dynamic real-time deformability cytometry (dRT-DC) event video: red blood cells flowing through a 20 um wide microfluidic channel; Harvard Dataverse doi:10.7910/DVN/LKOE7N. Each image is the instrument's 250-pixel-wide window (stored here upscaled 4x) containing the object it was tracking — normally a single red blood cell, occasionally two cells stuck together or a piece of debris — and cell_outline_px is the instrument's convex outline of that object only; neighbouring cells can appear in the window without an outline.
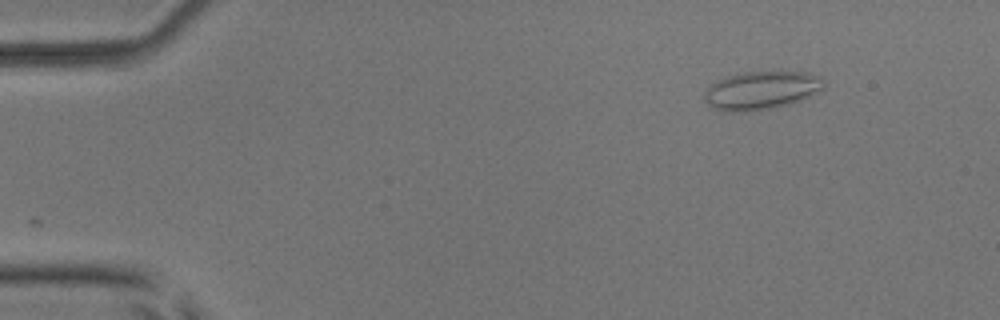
{"species": "common noctule bat (a hibernating species)", "species_latin": "Nyctalus noctula", "temperature_condition": "room temperature", "stored_images_in_passage": 48, "camera_frame_rate_fps": 3000, "um_per_image_px": 0.085, "animal": {"sex": "male", "body_mass_g": 17.9, "forearm_length_mm": 54.2}, "frame": {"image": 1, "passage_image": 1, "time_ms": 0.0, "image_size_px": [1000, 320], "cell_outline_px": [[824, 88], [800, 100], [788, 104], [768, 108], [744, 112], [728, 112], [716, 108], [708, 104], [704, 100], [704, 92], [716, 80], [728, 76], [744, 72], [808, 72], [820, 76], [824, 80]], "centroid_in_image_um": [64.71, 7.67], "position_along_channel_um": 20.3, "area_um2": 26.36}}
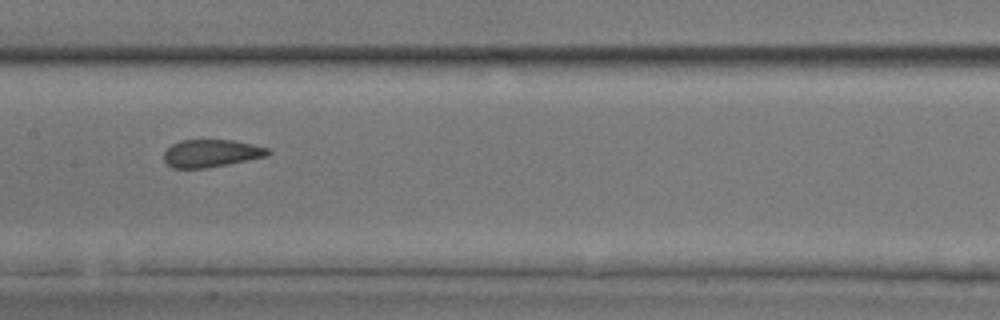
{"frame": {"image": 2, "passage_image": 22, "time_ms": 7.0, "image_size_px": [1000, 320], "cell_outline_px": [[272, 152], [268, 156], [228, 164], [204, 168], [172, 168], [164, 160], [164, 152], [172, 144], [180, 140], [236, 140], [268, 148]], "centroid_in_image_um": [17.97, 13.02], "position_along_channel_um": 189.4, "area_um2": 16.76}}
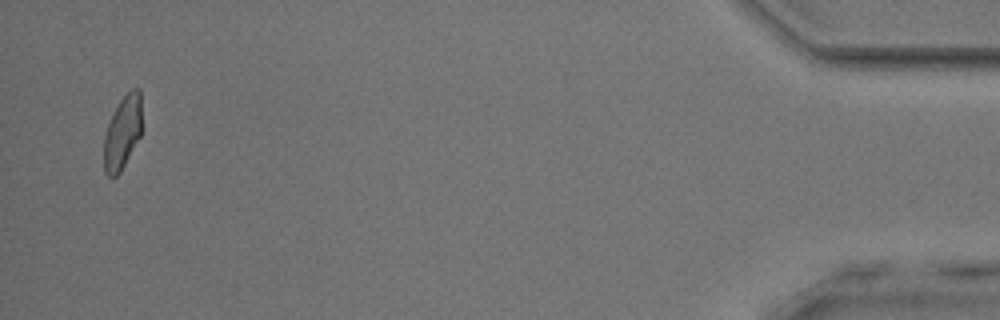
{"frame": {"image": 3, "passage_image": 47, "time_ms": 15.333, "image_size_px": [1000, 320], "cell_outline_px": [[144, 128], [140, 136], [120, 172], [116, 176], [108, 176], [104, 172], [104, 136], [108, 124], [120, 100], [132, 88], [140, 88]], "centroid_in_image_um": [10.46, 11.22], "position_along_channel_um": 424.7, "area_um2": 16.47}, "authors_computed_cell_mechanics": {"area_um2": 17.5423, "velocity_mm_per_s": 3.8247, "shape_relaxation_time_tau1_ms": null, "shape_relaxation_time_tau2_ms": 1.0515, "deformation_change_tau1": null, "deformation_change_tau2": 0.0858}}